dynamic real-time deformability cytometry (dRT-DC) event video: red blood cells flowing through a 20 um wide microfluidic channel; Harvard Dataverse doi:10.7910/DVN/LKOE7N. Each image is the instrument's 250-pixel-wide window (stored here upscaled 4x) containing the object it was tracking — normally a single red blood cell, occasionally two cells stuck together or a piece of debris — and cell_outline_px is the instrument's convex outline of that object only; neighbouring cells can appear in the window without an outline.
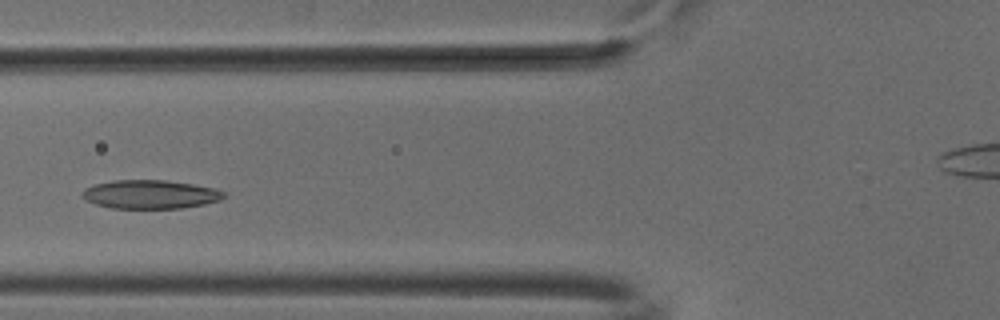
{"species": "common noctule bat (a hibernating species)", "species_latin": "Nyctalus noctula", "temperature_condition": "cold", "stored_images_in_passage": 46, "camera_frame_rate_fps": 3000, "um_per_image_px": 0.085, "animal": {"sex": "male", "body_mass_g": 18.8}, "frame": {"image": 1, "passage_image": 13, "time_ms": 4.0, "image_size_px": [1000, 320], "cell_outline_px": [[228, 196], [220, 200], [204, 204], [184, 208], [112, 208], [96, 204], [84, 200], [80, 196], [80, 192], [84, 188], [96, 184], [112, 180], [164, 180], [192, 184], [216, 188], [224, 192]], "centroid_in_image_um": [12.76, 16.52], "position_along_channel_um": 113.0, "area_um2": 23.87}}
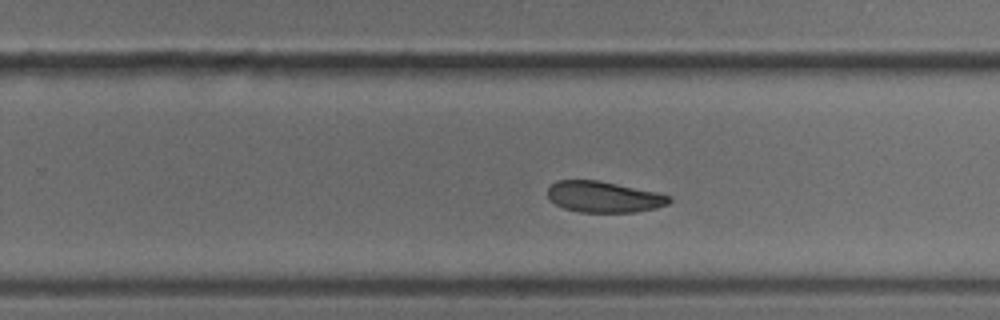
{"frame": {"image": 2, "passage_image": 26, "time_ms": 8.333, "image_size_px": [1000, 320], "cell_outline_px": [[672, 200], [668, 204], [656, 208], [636, 212], [580, 212], [564, 208], [556, 204], [548, 196], [548, 188], [556, 180], [596, 180], [656, 192], [672, 196]], "centroid_in_image_um": [51.34, 16.74], "position_along_channel_um": 278.5, "area_um2": 21.85}}
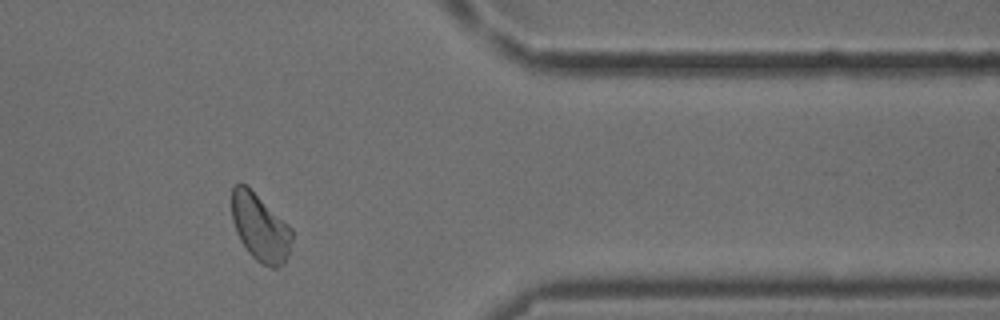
{"frame": {"image": 3, "passage_image": 36, "time_ms": 11.667, "image_size_px": [1000, 320], "cell_outline_px": [[292, 240], [288, 256], [284, 264], [276, 268], [272, 268], [256, 260], [248, 252], [240, 240], [236, 232], [232, 220], [232, 188], [236, 184], [244, 184], [292, 228]], "centroid_in_image_um": [22.12, 19.39], "position_along_channel_um": 389.3, "area_um2": 23.24}, "authors_computed_cell_mechanics": {"area_um2": 23.7558, "velocity_mm_per_s": 3.8177, "shape_relaxation_time_tau1_ms": 2.9556, "shape_relaxation_time_tau2_ms": null, "deformation_change_tau1": 0.0898, "deformation_change_tau2": null}}